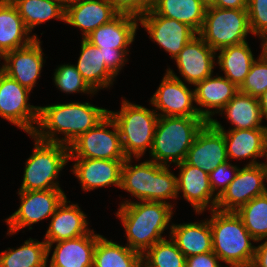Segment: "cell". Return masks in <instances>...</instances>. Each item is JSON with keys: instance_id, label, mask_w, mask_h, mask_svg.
<instances>
[{"instance_id": "36", "label": "cell", "mask_w": 267, "mask_h": 267, "mask_svg": "<svg viewBox=\"0 0 267 267\" xmlns=\"http://www.w3.org/2000/svg\"><path fill=\"white\" fill-rule=\"evenodd\" d=\"M169 240L165 238L151 246L142 255V267H185V255Z\"/></svg>"}, {"instance_id": "2", "label": "cell", "mask_w": 267, "mask_h": 267, "mask_svg": "<svg viewBox=\"0 0 267 267\" xmlns=\"http://www.w3.org/2000/svg\"><path fill=\"white\" fill-rule=\"evenodd\" d=\"M118 208L117 218L121 220L127 237V245L143 255L151 246L165 237L161 234L171 230L173 207L168 203L154 201L125 200Z\"/></svg>"}, {"instance_id": "46", "label": "cell", "mask_w": 267, "mask_h": 267, "mask_svg": "<svg viewBox=\"0 0 267 267\" xmlns=\"http://www.w3.org/2000/svg\"><path fill=\"white\" fill-rule=\"evenodd\" d=\"M258 99L261 108L262 119L265 118L267 120V90Z\"/></svg>"}, {"instance_id": "9", "label": "cell", "mask_w": 267, "mask_h": 267, "mask_svg": "<svg viewBox=\"0 0 267 267\" xmlns=\"http://www.w3.org/2000/svg\"><path fill=\"white\" fill-rule=\"evenodd\" d=\"M112 127V130L107 129ZM69 158L126 160L118 127L108 114L69 145Z\"/></svg>"}, {"instance_id": "12", "label": "cell", "mask_w": 267, "mask_h": 267, "mask_svg": "<svg viewBox=\"0 0 267 267\" xmlns=\"http://www.w3.org/2000/svg\"><path fill=\"white\" fill-rule=\"evenodd\" d=\"M158 116L201 117L195 103V89L191 90L168 68L156 90L149 100ZM160 112H158V111Z\"/></svg>"}, {"instance_id": "18", "label": "cell", "mask_w": 267, "mask_h": 267, "mask_svg": "<svg viewBox=\"0 0 267 267\" xmlns=\"http://www.w3.org/2000/svg\"><path fill=\"white\" fill-rule=\"evenodd\" d=\"M217 52L199 35L188 42L174 58L180 75L188 84L196 85L213 74Z\"/></svg>"}, {"instance_id": "40", "label": "cell", "mask_w": 267, "mask_h": 267, "mask_svg": "<svg viewBox=\"0 0 267 267\" xmlns=\"http://www.w3.org/2000/svg\"><path fill=\"white\" fill-rule=\"evenodd\" d=\"M238 170L239 167L237 165H232V163L228 160L211 171L209 174L210 186L217 197H219L227 186L234 180ZM229 172H231L232 175H230Z\"/></svg>"}, {"instance_id": "44", "label": "cell", "mask_w": 267, "mask_h": 267, "mask_svg": "<svg viewBox=\"0 0 267 267\" xmlns=\"http://www.w3.org/2000/svg\"><path fill=\"white\" fill-rule=\"evenodd\" d=\"M260 245L255 246V256L251 267H267V239L265 241L259 240Z\"/></svg>"}, {"instance_id": "41", "label": "cell", "mask_w": 267, "mask_h": 267, "mask_svg": "<svg viewBox=\"0 0 267 267\" xmlns=\"http://www.w3.org/2000/svg\"><path fill=\"white\" fill-rule=\"evenodd\" d=\"M119 14L133 15L138 18L149 12L155 0H106Z\"/></svg>"}, {"instance_id": "49", "label": "cell", "mask_w": 267, "mask_h": 267, "mask_svg": "<svg viewBox=\"0 0 267 267\" xmlns=\"http://www.w3.org/2000/svg\"><path fill=\"white\" fill-rule=\"evenodd\" d=\"M206 7H210L215 3V0H199Z\"/></svg>"}, {"instance_id": "10", "label": "cell", "mask_w": 267, "mask_h": 267, "mask_svg": "<svg viewBox=\"0 0 267 267\" xmlns=\"http://www.w3.org/2000/svg\"><path fill=\"white\" fill-rule=\"evenodd\" d=\"M30 92L4 72L0 74V117L28 135H32L37 127L40 107L30 105Z\"/></svg>"}, {"instance_id": "3", "label": "cell", "mask_w": 267, "mask_h": 267, "mask_svg": "<svg viewBox=\"0 0 267 267\" xmlns=\"http://www.w3.org/2000/svg\"><path fill=\"white\" fill-rule=\"evenodd\" d=\"M210 227L212 230L213 252L221 262L230 267H251L256 240L245 228L236 212L211 210Z\"/></svg>"}, {"instance_id": "50", "label": "cell", "mask_w": 267, "mask_h": 267, "mask_svg": "<svg viewBox=\"0 0 267 267\" xmlns=\"http://www.w3.org/2000/svg\"><path fill=\"white\" fill-rule=\"evenodd\" d=\"M3 59V56L0 54V60ZM3 72V66L0 67V74Z\"/></svg>"}, {"instance_id": "33", "label": "cell", "mask_w": 267, "mask_h": 267, "mask_svg": "<svg viewBox=\"0 0 267 267\" xmlns=\"http://www.w3.org/2000/svg\"><path fill=\"white\" fill-rule=\"evenodd\" d=\"M47 243L29 238L17 249L0 253V267H47Z\"/></svg>"}, {"instance_id": "51", "label": "cell", "mask_w": 267, "mask_h": 267, "mask_svg": "<svg viewBox=\"0 0 267 267\" xmlns=\"http://www.w3.org/2000/svg\"><path fill=\"white\" fill-rule=\"evenodd\" d=\"M1 2H13L14 0H0Z\"/></svg>"}, {"instance_id": "28", "label": "cell", "mask_w": 267, "mask_h": 267, "mask_svg": "<svg viewBox=\"0 0 267 267\" xmlns=\"http://www.w3.org/2000/svg\"><path fill=\"white\" fill-rule=\"evenodd\" d=\"M75 66L96 93L99 89L110 88L115 81V76L104 64L102 50L85 38H82L80 56Z\"/></svg>"}, {"instance_id": "35", "label": "cell", "mask_w": 267, "mask_h": 267, "mask_svg": "<svg viewBox=\"0 0 267 267\" xmlns=\"http://www.w3.org/2000/svg\"><path fill=\"white\" fill-rule=\"evenodd\" d=\"M236 214L256 241L267 239V192L241 206Z\"/></svg>"}, {"instance_id": "13", "label": "cell", "mask_w": 267, "mask_h": 267, "mask_svg": "<svg viewBox=\"0 0 267 267\" xmlns=\"http://www.w3.org/2000/svg\"><path fill=\"white\" fill-rule=\"evenodd\" d=\"M267 161L256 165H245L234 180L217 199L215 209L222 212H236L253 198L267 192Z\"/></svg>"}, {"instance_id": "16", "label": "cell", "mask_w": 267, "mask_h": 267, "mask_svg": "<svg viewBox=\"0 0 267 267\" xmlns=\"http://www.w3.org/2000/svg\"><path fill=\"white\" fill-rule=\"evenodd\" d=\"M42 51L41 41L37 37L27 46L6 53L3 56V72L20 85L33 90L46 62Z\"/></svg>"}, {"instance_id": "32", "label": "cell", "mask_w": 267, "mask_h": 267, "mask_svg": "<svg viewBox=\"0 0 267 267\" xmlns=\"http://www.w3.org/2000/svg\"><path fill=\"white\" fill-rule=\"evenodd\" d=\"M93 267H142V255L101 235L94 249Z\"/></svg>"}, {"instance_id": "5", "label": "cell", "mask_w": 267, "mask_h": 267, "mask_svg": "<svg viewBox=\"0 0 267 267\" xmlns=\"http://www.w3.org/2000/svg\"><path fill=\"white\" fill-rule=\"evenodd\" d=\"M207 123L202 117L159 116L153 145L149 151L150 160L169 166L183 162L194 140Z\"/></svg>"}, {"instance_id": "42", "label": "cell", "mask_w": 267, "mask_h": 267, "mask_svg": "<svg viewBox=\"0 0 267 267\" xmlns=\"http://www.w3.org/2000/svg\"><path fill=\"white\" fill-rule=\"evenodd\" d=\"M128 52L112 48V50H102V56L106 68L116 77L128 62ZM125 62V63H124Z\"/></svg>"}, {"instance_id": "1", "label": "cell", "mask_w": 267, "mask_h": 267, "mask_svg": "<svg viewBox=\"0 0 267 267\" xmlns=\"http://www.w3.org/2000/svg\"><path fill=\"white\" fill-rule=\"evenodd\" d=\"M107 115V109L89 102L58 103L39 107L38 124L33 135L43 141L69 146ZM57 134H64V137L59 138Z\"/></svg>"}, {"instance_id": "39", "label": "cell", "mask_w": 267, "mask_h": 267, "mask_svg": "<svg viewBox=\"0 0 267 267\" xmlns=\"http://www.w3.org/2000/svg\"><path fill=\"white\" fill-rule=\"evenodd\" d=\"M247 13L253 35L259 37L267 31V0H248Z\"/></svg>"}, {"instance_id": "15", "label": "cell", "mask_w": 267, "mask_h": 267, "mask_svg": "<svg viewBox=\"0 0 267 267\" xmlns=\"http://www.w3.org/2000/svg\"><path fill=\"white\" fill-rule=\"evenodd\" d=\"M184 161L207 174L228 161L223 132L207 122L197 134Z\"/></svg>"}, {"instance_id": "31", "label": "cell", "mask_w": 267, "mask_h": 267, "mask_svg": "<svg viewBox=\"0 0 267 267\" xmlns=\"http://www.w3.org/2000/svg\"><path fill=\"white\" fill-rule=\"evenodd\" d=\"M206 8L199 0H155L152 10L159 16L185 23L199 33Z\"/></svg>"}, {"instance_id": "20", "label": "cell", "mask_w": 267, "mask_h": 267, "mask_svg": "<svg viewBox=\"0 0 267 267\" xmlns=\"http://www.w3.org/2000/svg\"><path fill=\"white\" fill-rule=\"evenodd\" d=\"M211 123L223 132L228 160L251 158L246 165L260 164L258 157L267 159V129H234L226 131L216 119Z\"/></svg>"}, {"instance_id": "24", "label": "cell", "mask_w": 267, "mask_h": 267, "mask_svg": "<svg viewBox=\"0 0 267 267\" xmlns=\"http://www.w3.org/2000/svg\"><path fill=\"white\" fill-rule=\"evenodd\" d=\"M90 233L74 239L55 242L47 267H93L94 249L100 234Z\"/></svg>"}, {"instance_id": "14", "label": "cell", "mask_w": 267, "mask_h": 267, "mask_svg": "<svg viewBox=\"0 0 267 267\" xmlns=\"http://www.w3.org/2000/svg\"><path fill=\"white\" fill-rule=\"evenodd\" d=\"M150 39L165 49L174 59L198 33L176 19L157 15L152 9L139 18Z\"/></svg>"}, {"instance_id": "48", "label": "cell", "mask_w": 267, "mask_h": 267, "mask_svg": "<svg viewBox=\"0 0 267 267\" xmlns=\"http://www.w3.org/2000/svg\"><path fill=\"white\" fill-rule=\"evenodd\" d=\"M65 10L76 3L81 2L82 0H56Z\"/></svg>"}, {"instance_id": "34", "label": "cell", "mask_w": 267, "mask_h": 267, "mask_svg": "<svg viewBox=\"0 0 267 267\" xmlns=\"http://www.w3.org/2000/svg\"><path fill=\"white\" fill-rule=\"evenodd\" d=\"M12 3L30 32L50 19L65 21V9L56 0H14Z\"/></svg>"}, {"instance_id": "38", "label": "cell", "mask_w": 267, "mask_h": 267, "mask_svg": "<svg viewBox=\"0 0 267 267\" xmlns=\"http://www.w3.org/2000/svg\"><path fill=\"white\" fill-rule=\"evenodd\" d=\"M267 90V59L261 55L251 64L250 70L239 91L259 98Z\"/></svg>"}, {"instance_id": "37", "label": "cell", "mask_w": 267, "mask_h": 267, "mask_svg": "<svg viewBox=\"0 0 267 267\" xmlns=\"http://www.w3.org/2000/svg\"><path fill=\"white\" fill-rule=\"evenodd\" d=\"M53 75L56 88L60 89L63 93L70 94L81 92L85 94H96L73 64L58 65Z\"/></svg>"}, {"instance_id": "17", "label": "cell", "mask_w": 267, "mask_h": 267, "mask_svg": "<svg viewBox=\"0 0 267 267\" xmlns=\"http://www.w3.org/2000/svg\"><path fill=\"white\" fill-rule=\"evenodd\" d=\"M176 166L180 172L177 177L178 197L182 192V196L190 202L197 214H202L207 207L210 208L207 210H215L218 197L211 189L209 174L185 161Z\"/></svg>"}, {"instance_id": "26", "label": "cell", "mask_w": 267, "mask_h": 267, "mask_svg": "<svg viewBox=\"0 0 267 267\" xmlns=\"http://www.w3.org/2000/svg\"><path fill=\"white\" fill-rule=\"evenodd\" d=\"M170 227L169 238L176 243L185 257L213 251L212 230L208 219L199 223H173Z\"/></svg>"}, {"instance_id": "23", "label": "cell", "mask_w": 267, "mask_h": 267, "mask_svg": "<svg viewBox=\"0 0 267 267\" xmlns=\"http://www.w3.org/2000/svg\"><path fill=\"white\" fill-rule=\"evenodd\" d=\"M139 18L128 14H118L110 22L99 26L88 36L87 41L100 48V50L129 51L128 47L133 43L136 30L138 29Z\"/></svg>"}, {"instance_id": "30", "label": "cell", "mask_w": 267, "mask_h": 267, "mask_svg": "<svg viewBox=\"0 0 267 267\" xmlns=\"http://www.w3.org/2000/svg\"><path fill=\"white\" fill-rule=\"evenodd\" d=\"M218 53L216 64L224 76L238 88L244 83L255 57L248 42L224 47Z\"/></svg>"}, {"instance_id": "43", "label": "cell", "mask_w": 267, "mask_h": 267, "mask_svg": "<svg viewBox=\"0 0 267 267\" xmlns=\"http://www.w3.org/2000/svg\"><path fill=\"white\" fill-rule=\"evenodd\" d=\"M219 261V257L212 251L186 257L185 267H222Z\"/></svg>"}, {"instance_id": "11", "label": "cell", "mask_w": 267, "mask_h": 267, "mask_svg": "<svg viewBox=\"0 0 267 267\" xmlns=\"http://www.w3.org/2000/svg\"><path fill=\"white\" fill-rule=\"evenodd\" d=\"M21 205L19 209L5 219L9 225L7 235L30 227L46 218H50L62 201L67 197L62 189H49L38 191H18Z\"/></svg>"}, {"instance_id": "8", "label": "cell", "mask_w": 267, "mask_h": 267, "mask_svg": "<svg viewBox=\"0 0 267 267\" xmlns=\"http://www.w3.org/2000/svg\"><path fill=\"white\" fill-rule=\"evenodd\" d=\"M251 32L247 9L206 8L198 35L214 50L246 42Z\"/></svg>"}, {"instance_id": "4", "label": "cell", "mask_w": 267, "mask_h": 267, "mask_svg": "<svg viewBox=\"0 0 267 267\" xmlns=\"http://www.w3.org/2000/svg\"><path fill=\"white\" fill-rule=\"evenodd\" d=\"M132 158H127L122 167L121 187L139 201L167 202L178 198L177 176L171 173L169 166H163L145 160L132 165Z\"/></svg>"}, {"instance_id": "29", "label": "cell", "mask_w": 267, "mask_h": 267, "mask_svg": "<svg viewBox=\"0 0 267 267\" xmlns=\"http://www.w3.org/2000/svg\"><path fill=\"white\" fill-rule=\"evenodd\" d=\"M226 115V118L234 129H267V126L261 125L263 122L259 99L249 94L238 92L220 111Z\"/></svg>"}, {"instance_id": "25", "label": "cell", "mask_w": 267, "mask_h": 267, "mask_svg": "<svg viewBox=\"0 0 267 267\" xmlns=\"http://www.w3.org/2000/svg\"><path fill=\"white\" fill-rule=\"evenodd\" d=\"M119 13L106 0H82L65 10V23L81 29L85 38Z\"/></svg>"}, {"instance_id": "7", "label": "cell", "mask_w": 267, "mask_h": 267, "mask_svg": "<svg viewBox=\"0 0 267 267\" xmlns=\"http://www.w3.org/2000/svg\"><path fill=\"white\" fill-rule=\"evenodd\" d=\"M30 136L35 141L34 149L25 162L23 181L18 191L61 189L58 176L69 162V146L43 141L33 134Z\"/></svg>"}, {"instance_id": "22", "label": "cell", "mask_w": 267, "mask_h": 267, "mask_svg": "<svg viewBox=\"0 0 267 267\" xmlns=\"http://www.w3.org/2000/svg\"><path fill=\"white\" fill-rule=\"evenodd\" d=\"M213 75L194 86L195 103L200 106L197 110L199 115L207 122H211L213 115L219 113L239 92V88L225 76L215 77ZM212 109L215 111H212Z\"/></svg>"}, {"instance_id": "21", "label": "cell", "mask_w": 267, "mask_h": 267, "mask_svg": "<svg viewBox=\"0 0 267 267\" xmlns=\"http://www.w3.org/2000/svg\"><path fill=\"white\" fill-rule=\"evenodd\" d=\"M75 160L71 172L75 174L84 191L115 185L121 187L122 167L125 160L69 158Z\"/></svg>"}, {"instance_id": "47", "label": "cell", "mask_w": 267, "mask_h": 267, "mask_svg": "<svg viewBox=\"0 0 267 267\" xmlns=\"http://www.w3.org/2000/svg\"><path fill=\"white\" fill-rule=\"evenodd\" d=\"M259 38L261 39L262 43H261V53L260 55L267 59V31H265L263 34H261L259 36Z\"/></svg>"}, {"instance_id": "27", "label": "cell", "mask_w": 267, "mask_h": 267, "mask_svg": "<svg viewBox=\"0 0 267 267\" xmlns=\"http://www.w3.org/2000/svg\"><path fill=\"white\" fill-rule=\"evenodd\" d=\"M25 27L18 9L12 2L0 1V54L22 48L37 38L36 34L30 36Z\"/></svg>"}, {"instance_id": "19", "label": "cell", "mask_w": 267, "mask_h": 267, "mask_svg": "<svg viewBox=\"0 0 267 267\" xmlns=\"http://www.w3.org/2000/svg\"><path fill=\"white\" fill-rule=\"evenodd\" d=\"M50 218L51 221L44 237L47 243V257L55 242L78 238L92 231L88 227L87 215L78 204L68 201L67 197Z\"/></svg>"}, {"instance_id": "6", "label": "cell", "mask_w": 267, "mask_h": 267, "mask_svg": "<svg viewBox=\"0 0 267 267\" xmlns=\"http://www.w3.org/2000/svg\"><path fill=\"white\" fill-rule=\"evenodd\" d=\"M108 114L118 127L126 158L139 160L147 149L151 151L159 118L154 109L123 99L121 109L118 112L108 110Z\"/></svg>"}, {"instance_id": "45", "label": "cell", "mask_w": 267, "mask_h": 267, "mask_svg": "<svg viewBox=\"0 0 267 267\" xmlns=\"http://www.w3.org/2000/svg\"><path fill=\"white\" fill-rule=\"evenodd\" d=\"M248 0H215V3L212 6L221 8V9H247Z\"/></svg>"}]
</instances>
